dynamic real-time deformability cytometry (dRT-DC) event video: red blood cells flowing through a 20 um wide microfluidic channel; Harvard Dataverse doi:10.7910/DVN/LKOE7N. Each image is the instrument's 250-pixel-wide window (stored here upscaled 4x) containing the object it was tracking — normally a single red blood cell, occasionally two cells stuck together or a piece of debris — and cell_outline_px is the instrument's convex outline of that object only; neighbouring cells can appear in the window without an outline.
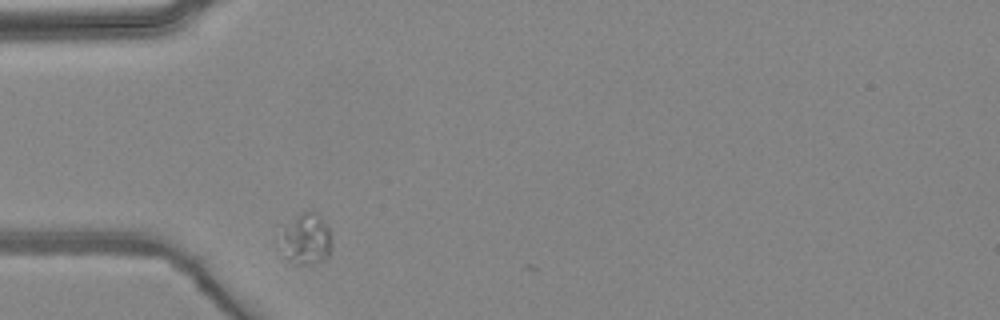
{"species": "common noctule bat (a hibernating species)", "species_latin": "Nyctalus noctula", "temperature_condition": "warm", "stored_images_in_passage": 1, "camera_frame_rate_fps": 3000, "um_per_image_px": 0.085, "animal": {"sex": "female", "body_mass_g": 24.6, "forearm_length_mm": 56.2}, "frame": {"image": 1, "passage_image": 1, "time_ms": 0.0, "image_size_px": [1000, 320], "cell_outline_px": [[332, 244], [328, 260], [312, 264], [292, 264], [284, 256], [284, 232], [296, 216], [300, 212], [316, 212], [332, 232]], "centroid_in_image_um": [26.14, 20.38], "position_along_channel_um": 58.9, "area_um2": 14.97}}